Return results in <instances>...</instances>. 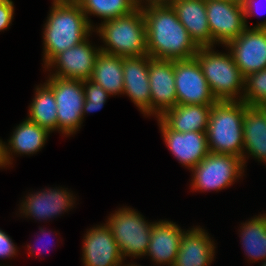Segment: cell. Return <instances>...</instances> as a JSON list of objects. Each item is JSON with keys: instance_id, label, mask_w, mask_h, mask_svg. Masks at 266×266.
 <instances>
[{"instance_id": "1", "label": "cell", "mask_w": 266, "mask_h": 266, "mask_svg": "<svg viewBox=\"0 0 266 266\" xmlns=\"http://www.w3.org/2000/svg\"><path fill=\"white\" fill-rule=\"evenodd\" d=\"M146 23L147 53L154 59L194 58L199 47L169 6L143 8Z\"/></svg>"}, {"instance_id": "2", "label": "cell", "mask_w": 266, "mask_h": 266, "mask_svg": "<svg viewBox=\"0 0 266 266\" xmlns=\"http://www.w3.org/2000/svg\"><path fill=\"white\" fill-rule=\"evenodd\" d=\"M93 28L77 2L53 1L44 25V67L59 53L86 40Z\"/></svg>"}, {"instance_id": "3", "label": "cell", "mask_w": 266, "mask_h": 266, "mask_svg": "<svg viewBox=\"0 0 266 266\" xmlns=\"http://www.w3.org/2000/svg\"><path fill=\"white\" fill-rule=\"evenodd\" d=\"M248 107L243 101H217L212 106L206 131L209 152L234 155L243 161V116Z\"/></svg>"}, {"instance_id": "4", "label": "cell", "mask_w": 266, "mask_h": 266, "mask_svg": "<svg viewBox=\"0 0 266 266\" xmlns=\"http://www.w3.org/2000/svg\"><path fill=\"white\" fill-rule=\"evenodd\" d=\"M103 40L100 50L120 57H140L147 53L146 23L137 8L126 16L104 21L94 30Z\"/></svg>"}, {"instance_id": "5", "label": "cell", "mask_w": 266, "mask_h": 266, "mask_svg": "<svg viewBox=\"0 0 266 266\" xmlns=\"http://www.w3.org/2000/svg\"><path fill=\"white\" fill-rule=\"evenodd\" d=\"M212 48L199 47L194 56L201 66L211 92L217 101H242L245 77L230 52L221 53Z\"/></svg>"}, {"instance_id": "6", "label": "cell", "mask_w": 266, "mask_h": 266, "mask_svg": "<svg viewBox=\"0 0 266 266\" xmlns=\"http://www.w3.org/2000/svg\"><path fill=\"white\" fill-rule=\"evenodd\" d=\"M106 222L118 244L123 260L126 256L131 258L145 256L150 242L152 222H147L140 213L129 207H122L111 213Z\"/></svg>"}, {"instance_id": "7", "label": "cell", "mask_w": 266, "mask_h": 266, "mask_svg": "<svg viewBox=\"0 0 266 266\" xmlns=\"http://www.w3.org/2000/svg\"><path fill=\"white\" fill-rule=\"evenodd\" d=\"M242 158L230 154L209 152L208 155L192 168V190H222L242 177L244 173Z\"/></svg>"}, {"instance_id": "8", "label": "cell", "mask_w": 266, "mask_h": 266, "mask_svg": "<svg viewBox=\"0 0 266 266\" xmlns=\"http://www.w3.org/2000/svg\"><path fill=\"white\" fill-rule=\"evenodd\" d=\"M45 82L52 90L57 105V130L66 136L75 134L83 123L85 92L83 81L48 76Z\"/></svg>"}, {"instance_id": "9", "label": "cell", "mask_w": 266, "mask_h": 266, "mask_svg": "<svg viewBox=\"0 0 266 266\" xmlns=\"http://www.w3.org/2000/svg\"><path fill=\"white\" fill-rule=\"evenodd\" d=\"M207 20L212 41L227 45L248 27L241 0L206 1Z\"/></svg>"}, {"instance_id": "10", "label": "cell", "mask_w": 266, "mask_h": 266, "mask_svg": "<svg viewBox=\"0 0 266 266\" xmlns=\"http://www.w3.org/2000/svg\"><path fill=\"white\" fill-rule=\"evenodd\" d=\"M225 47L244 77L266 69V19L253 28L247 27Z\"/></svg>"}, {"instance_id": "11", "label": "cell", "mask_w": 266, "mask_h": 266, "mask_svg": "<svg viewBox=\"0 0 266 266\" xmlns=\"http://www.w3.org/2000/svg\"><path fill=\"white\" fill-rule=\"evenodd\" d=\"M177 104L214 105V97L197 59L174 60Z\"/></svg>"}, {"instance_id": "12", "label": "cell", "mask_w": 266, "mask_h": 266, "mask_svg": "<svg viewBox=\"0 0 266 266\" xmlns=\"http://www.w3.org/2000/svg\"><path fill=\"white\" fill-rule=\"evenodd\" d=\"M101 52L88 38L80 44L57 54L44 68H57L49 76L85 81L91 78L96 58Z\"/></svg>"}, {"instance_id": "13", "label": "cell", "mask_w": 266, "mask_h": 266, "mask_svg": "<svg viewBox=\"0 0 266 266\" xmlns=\"http://www.w3.org/2000/svg\"><path fill=\"white\" fill-rule=\"evenodd\" d=\"M150 116L160 117L177 105L174 60L149 58Z\"/></svg>"}, {"instance_id": "14", "label": "cell", "mask_w": 266, "mask_h": 266, "mask_svg": "<svg viewBox=\"0 0 266 266\" xmlns=\"http://www.w3.org/2000/svg\"><path fill=\"white\" fill-rule=\"evenodd\" d=\"M157 120L166 146L183 166L191 170L208 155L206 132H176L159 117Z\"/></svg>"}, {"instance_id": "15", "label": "cell", "mask_w": 266, "mask_h": 266, "mask_svg": "<svg viewBox=\"0 0 266 266\" xmlns=\"http://www.w3.org/2000/svg\"><path fill=\"white\" fill-rule=\"evenodd\" d=\"M84 266H123V257L108 225H97L84 235Z\"/></svg>"}, {"instance_id": "16", "label": "cell", "mask_w": 266, "mask_h": 266, "mask_svg": "<svg viewBox=\"0 0 266 266\" xmlns=\"http://www.w3.org/2000/svg\"><path fill=\"white\" fill-rule=\"evenodd\" d=\"M148 54L140 57H123L124 91L144 116H150V82Z\"/></svg>"}, {"instance_id": "17", "label": "cell", "mask_w": 266, "mask_h": 266, "mask_svg": "<svg viewBox=\"0 0 266 266\" xmlns=\"http://www.w3.org/2000/svg\"><path fill=\"white\" fill-rule=\"evenodd\" d=\"M20 205V209L25 217L48 220L63 212L70 210L75 203L73 193L60 187L54 189H43L25 197ZM41 219V220H40Z\"/></svg>"}, {"instance_id": "18", "label": "cell", "mask_w": 266, "mask_h": 266, "mask_svg": "<svg viewBox=\"0 0 266 266\" xmlns=\"http://www.w3.org/2000/svg\"><path fill=\"white\" fill-rule=\"evenodd\" d=\"M200 226L183 233L173 266H209L214 261L215 244Z\"/></svg>"}, {"instance_id": "19", "label": "cell", "mask_w": 266, "mask_h": 266, "mask_svg": "<svg viewBox=\"0 0 266 266\" xmlns=\"http://www.w3.org/2000/svg\"><path fill=\"white\" fill-rule=\"evenodd\" d=\"M185 231L171 221L153 222L150 242L145 256L155 265L173 266L178 254L180 240Z\"/></svg>"}, {"instance_id": "20", "label": "cell", "mask_w": 266, "mask_h": 266, "mask_svg": "<svg viewBox=\"0 0 266 266\" xmlns=\"http://www.w3.org/2000/svg\"><path fill=\"white\" fill-rule=\"evenodd\" d=\"M171 6L198 47H215L208 25L205 1L175 0Z\"/></svg>"}, {"instance_id": "21", "label": "cell", "mask_w": 266, "mask_h": 266, "mask_svg": "<svg viewBox=\"0 0 266 266\" xmlns=\"http://www.w3.org/2000/svg\"><path fill=\"white\" fill-rule=\"evenodd\" d=\"M50 132L27 118L20 123L13 131L8 140L4 143V161L6 166L12 164L13 153L22 155H33L44 147Z\"/></svg>"}, {"instance_id": "22", "label": "cell", "mask_w": 266, "mask_h": 266, "mask_svg": "<svg viewBox=\"0 0 266 266\" xmlns=\"http://www.w3.org/2000/svg\"><path fill=\"white\" fill-rule=\"evenodd\" d=\"M213 105L177 104L166 110L159 118L173 131L206 132Z\"/></svg>"}, {"instance_id": "23", "label": "cell", "mask_w": 266, "mask_h": 266, "mask_svg": "<svg viewBox=\"0 0 266 266\" xmlns=\"http://www.w3.org/2000/svg\"><path fill=\"white\" fill-rule=\"evenodd\" d=\"M243 137L244 167L246 166L245 163H247L245 160L249 155L258 161L266 163V116L258 107L249 106L245 110Z\"/></svg>"}, {"instance_id": "24", "label": "cell", "mask_w": 266, "mask_h": 266, "mask_svg": "<svg viewBox=\"0 0 266 266\" xmlns=\"http://www.w3.org/2000/svg\"><path fill=\"white\" fill-rule=\"evenodd\" d=\"M91 79L112 96L123 94V57L101 51L96 58Z\"/></svg>"}, {"instance_id": "25", "label": "cell", "mask_w": 266, "mask_h": 266, "mask_svg": "<svg viewBox=\"0 0 266 266\" xmlns=\"http://www.w3.org/2000/svg\"><path fill=\"white\" fill-rule=\"evenodd\" d=\"M27 119L50 133L57 131V105L53 90L46 84L35 88Z\"/></svg>"}, {"instance_id": "26", "label": "cell", "mask_w": 266, "mask_h": 266, "mask_svg": "<svg viewBox=\"0 0 266 266\" xmlns=\"http://www.w3.org/2000/svg\"><path fill=\"white\" fill-rule=\"evenodd\" d=\"M240 229L242 247L250 262L266 260V214L251 218Z\"/></svg>"}, {"instance_id": "27", "label": "cell", "mask_w": 266, "mask_h": 266, "mask_svg": "<svg viewBox=\"0 0 266 266\" xmlns=\"http://www.w3.org/2000/svg\"><path fill=\"white\" fill-rule=\"evenodd\" d=\"M83 13L86 15L89 25H94L89 19V15H95L104 21L129 15L137 9L134 0H77Z\"/></svg>"}, {"instance_id": "28", "label": "cell", "mask_w": 266, "mask_h": 266, "mask_svg": "<svg viewBox=\"0 0 266 266\" xmlns=\"http://www.w3.org/2000/svg\"><path fill=\"white\" fill-rule=\"evenodd\" d=\"M242 101L254 107L266 103V69L253 72L245 77Z\"/></svg>"}, {"instance_id": "29", "label": "cell", "mask_w": 266, "mask_h": 266, "mask_svg": "<svg viewBox=\"0 0 266 266\" xmlns=\"http://www.w3.org/2000/svg\"><path fill=\"white\" fill-rule=\"evenodd\" d=\"M85 92V101L83 104V119L86 113L95 112L103 108L106 100L111 96L105 91L99 83L94 82L91 78L83 81Z\"/></svg>"}, {"instance_id": "30", "label": "cell", "mask_w": 266, "mask_h": 266, "mask_svg": "<svg viewBox=\"0 0 266 266\" xmlns=\"http://www.w3.org/2000/svg\"><path fill=\"white\" fill-rule=\"evenodd\" d=\"M14 15V3L12 0H0V31L8 29Z\"/></svg>"}, {"instance_id": "31", "label": "cell", "mask_w": 266, "mask_h": 266, "mask_svg": "<svg viewBox=\"0 0 266 266\" xmlns=\"http://www.w3.org/2000/svg\"><path fill=\"white\" fill-rule=\"evenodd\" d=\"M18 250L12 239L0 229V258H11L16 256Z\"/></svg>"}, {"instance_id": "32", "label": "cell", "mask_w": 266, "mask_h": 266, "mask_svg": "<svg viewBox=\"0 0 266 266\" xmlns=\"http://www.w3.org/2000/svg\"><path fill=\"white\" fill-rule=\"evenodd\" d=\"M136 7L143 9L147 7H152V6H169L171 5L175 0H134ZM143 1V2H142ZM143 3H145L143 5Z\"/></svg>"}, {"instance_id": "33", "label": "cell", "mask_w": 266, "mask_h": 266, "mask_svg": "<svg viewBox=\"0 0 266 266\" xmlns=\"http://www.w3.org/2000/svg\"><path fill=\"white\" fill-rule=\"evenodd\" d=\"M242 1V5L244 8V14H245V20H247L248 17H251L253 14H255V11L257 9L258 6H256V2L258 0H241ZM259 14V13H257Z\"/></svg>"}, {"instance_id": "34", "label": "cell", "mask_w": 266, "mask_h": 266, "mask_svg": "<svg viewBox=\"0 0 266 266\" xmlns=\"http://www.w3.org/2000/svg\"><path fill=\"white\" fill-rule=\"evenodd\" d=\"M2 167L5 168L8 166H6L4 161V142H2V140L0 139V168Z\"/></svg>"}, {"instance_id": "35", "label": "cell", "mask_w": 266, "mask_h": 266, "mask_svg": "<svg viewBox=\"0 0 266 266\" xmlns=\"http://www.w3.org/2000/svg\"><path fill=\"white\" fill-rule=\"evenodd\" d=\"M40 232H41L43 235H44V234L46 235V234L48 233V232L46 233V230H44V229L41 228V227H40ZM45 235H44V236H45ZM48 235H50V234H48ZM40 239H41V238H39V240H40ZM48 243H50V242L48 241ZM27 248H28V250L30 251V252H29V255H30V254H32V255L35 254V252H34L35 249H34L33 247L31 248V245H28V244H27ZM37 253H38V252H37Z\"/></svg>"}, {"instance_id": "36", "label": "cell", "mask_w": 266, "mask_h": 266, "mask_svg": "<svg viewBox=\"0 0 266 266\" xmlns=\"http://www.w3.org/2000/svg\"><path fill=\"white\" fill-rule=\"evenodd\" d=\"M258 108L265 114L266 116V103L261 104Z\"/></svg>"}, {"instance_id": "37", "label": "cell", "mask_w": 266, "mask_h": 266, "mask_svg": "<svg viewBox=\"0 0 266 266\" xmlns=\"http://www.w3.org/2000/svg\"><path fill=\"white\" fill-rule=\"evenodd\" d=\"M53 1H68V2H76L77 0H53Z\"/></svg>"}, {"instance_id": "38", "label": "cell", "mask_w": 266, "mask_h": 266, "mask_svg": "<svg viewBox=\"0 0 266 266\" xmlns=\"http://www.w3.org/2000/svg\"><path fill=\"white\" fill-rule=\"evenodd\" d=\"M123 266H141V265H136V263H135V264H125Z\"/></svg>"}, {"instance_id": "39", "label": "cell", "mask_w": 266, "mask_h": 266, "mask_svg": "<svg viewBox=\"0 0 266 266\" xmlns=\"http://www.w3.org/2000/svg\"><path fill=\"white\" fill-rule=\"evenodd\" d=\"M261 266H266V260H264V262H262Z\"/></svg>"}]
</instances>
